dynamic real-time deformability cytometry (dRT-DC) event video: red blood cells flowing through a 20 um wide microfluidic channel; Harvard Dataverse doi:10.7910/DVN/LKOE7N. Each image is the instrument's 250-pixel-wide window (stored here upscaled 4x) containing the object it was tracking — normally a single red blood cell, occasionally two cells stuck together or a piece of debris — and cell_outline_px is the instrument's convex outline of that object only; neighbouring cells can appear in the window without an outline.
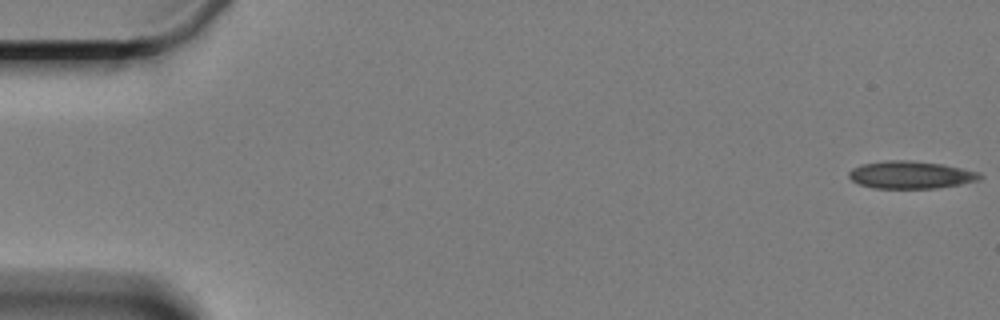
{"species": "Egyptian fruit bat (a non-hibernating species)", "species_latin": "Rousettus aegyptiacus", "temperature_condition": "cold", "stored_images_in_passage": 60, "camera_frame_rate_fps": 3000, "um_per_image_px": 0.085, "animal": {"sex": "female"}, "frame": {"image": 1, "passage_image": 1, "time_ms": 0.0, "image_size_px": [1000, 320], "cell_outline_px": [[984, 176], [980, 180], [960, 184], [936, 188], [872, 188], [860, 184], [852, 180], [848, 176], [848, 172], [852, 168], [860, 164], [884, 160], [912, 160], [944, 164], [980, 172]], "centroid_in_image_um": [77.42, 14.85], "position_along_channel_um": 7.6, "area_um2": 21.27}}
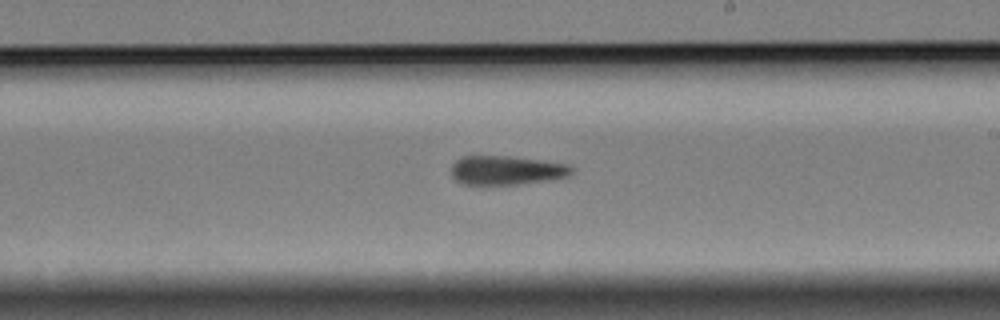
{"frame": {"image": 2, "passage_image": 35, "time_ms": 11.333, "image_size_px": [1000, 320], "cell_outline_px": [[572, 172], [568, 176], [552, 180], [516, 184], [460, 184], [452, 176], [452, 164], [460, 156], [508, 156], [568, 164], [572, 168]], "centroid_in_image_um": [43.03, 14.47], "position_along_channel_um": 246.0, "area_um2": 20.29}}
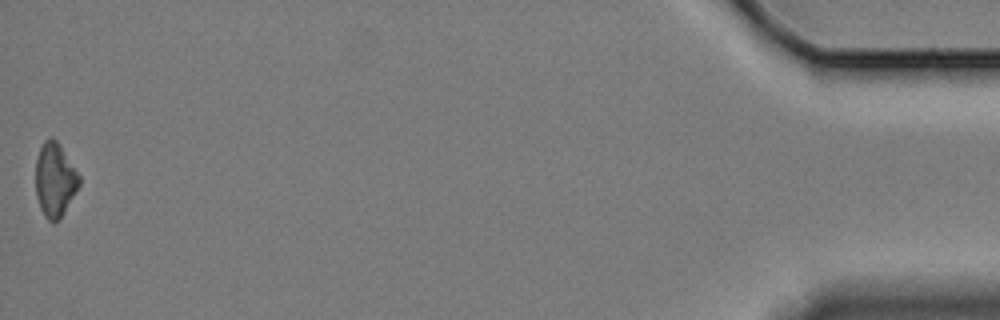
{"frame": {"image": 3, "passage_image": 60, "time_ms": 19.667, "image_size_px": [1000, 320], "cell_outline_px": [[80, 184], [76, 192], [60, 220], [52, 224], [44, 216], [40, 208], [36, 196], [36, 160], [40, 148], [44, 140], [52, 136], [60, 144], [80, 176]], "centroid_in_image_um": [4.67, 15.31], "position_along_channel_um": 430.5, "area_um2": 18.96}, "authors_computed_cell_mechanics": {"area_um2": 20.9236, "velocity_mm_per_s": 3.3176, "shape_relaxation_time_tau1_ms": 4.645, "shape_relaxation_time_tau2_ms": 4.6598, "deformation_change_tau1": 0.1205, "deformation_change_tau2": 0.1394}}